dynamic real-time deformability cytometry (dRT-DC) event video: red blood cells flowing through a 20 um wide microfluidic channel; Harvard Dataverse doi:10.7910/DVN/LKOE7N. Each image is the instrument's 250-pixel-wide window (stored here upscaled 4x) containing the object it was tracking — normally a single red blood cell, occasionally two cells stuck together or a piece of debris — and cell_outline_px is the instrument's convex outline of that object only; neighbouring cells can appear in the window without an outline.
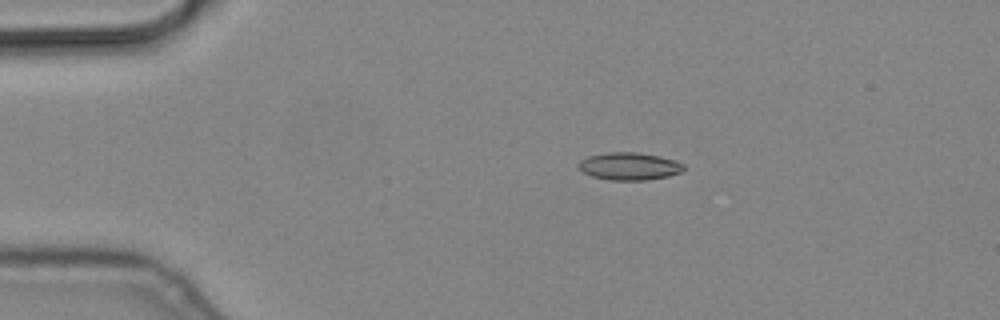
{"species": "common noctule bat (a hibernating species)", "species_latin": "Nyctalus noctula", "temperature_condition": "cold", "stored_images_in_passage": 2, "camera_frame_rate_fps": 3000, "um_per_image_px": 0.085, "animal": {"sex": "male", "body_mass_g": 19.2, "forearm_length_mm": 51.8}, "frame": {"image": 1, "passage_image": 1, "time_ms": 0.0, "image_size_px": [1000, 320], "cell_outline_px": [[684, 168], [680, 172], [668, 176], [648, 180], [608, 180], [592, 176], [584, 172], [576, 164], [580, 160], [588, 156], [608, 152], [636, 152], [660, 156], [676, 160], [684, 164]], "centroid_in_image_um": [53.49, 14.13], "position_along_channel_um": 31.5, "area_um2": 16.94}}